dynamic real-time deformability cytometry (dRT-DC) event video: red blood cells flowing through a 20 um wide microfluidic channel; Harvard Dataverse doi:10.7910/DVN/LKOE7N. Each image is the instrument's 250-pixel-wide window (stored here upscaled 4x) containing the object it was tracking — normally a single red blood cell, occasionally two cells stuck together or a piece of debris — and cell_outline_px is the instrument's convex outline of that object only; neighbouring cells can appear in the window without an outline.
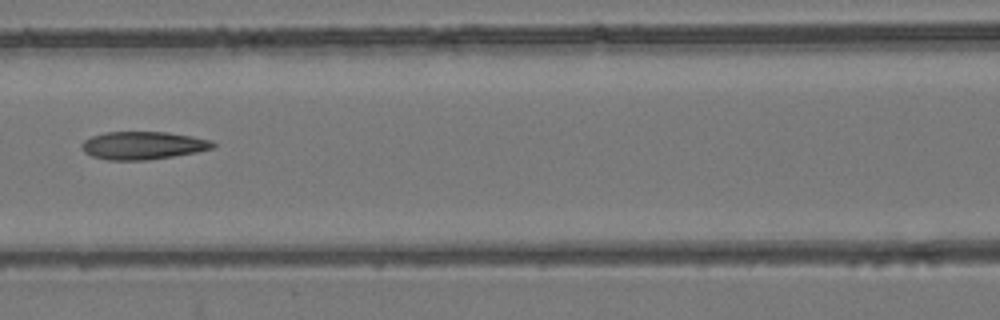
{"species": "common noctule bat (a hibernating species)", "species_latin": "Nyctalus noctula", "temperature_condition": "room temperature", "stored_images_in_passage": 8, "camera_frame_rate_fps": 3000, "um_per_image_px": 0.085, "animal": {"sex": "female", "body_mass_g": 24.6, "forearm_length_mm": 56.2}, "frame": {"image": 1, "passage_image": 7, "time_ms": 7.0, "image_size_px": [1000, 320], "cell_outline_px": [[216, 144], [212, 148], [196, 152], [148, 160], [108, 160], [92, 156], [84, 152], [80, 148], [80, 144], [84, 140], [92, 136], [104, 132], [168, 132], [192, 136], [212, 140]], "centroid_in_image_um": [12.12, 12.36], "position_along_channel_um": 154.5, "area_um2": 21.39}}
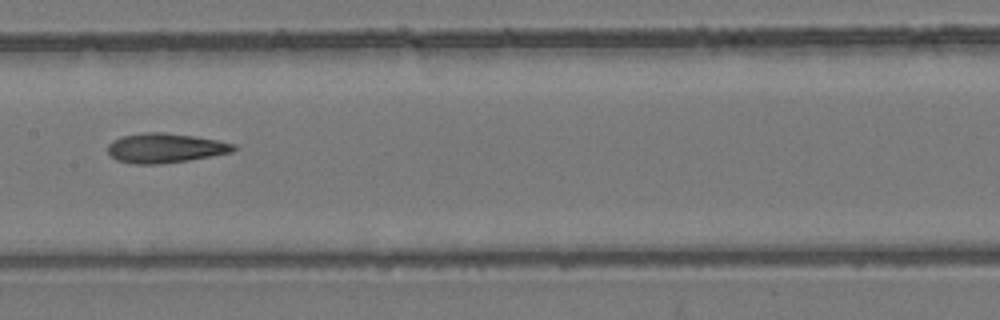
{"frame": {"image": 2, "passage_image": 8, "time_ms": 8.0, "image_size_px": [1000, 320], "cell_outline_px": [[236, 148], [232, 152], [188, 160], [160, 164], [132, 164], [116, 160], [108, 152], [108, 144], [112, 140], [120, 136], [144, 132], [164, 132], [192, 136], [216, 140], [236, 144]], "centroid_in_image_um": [14.0, 12.58], "position_along_channel_um": 193.4, "area_um2": 21.68}}